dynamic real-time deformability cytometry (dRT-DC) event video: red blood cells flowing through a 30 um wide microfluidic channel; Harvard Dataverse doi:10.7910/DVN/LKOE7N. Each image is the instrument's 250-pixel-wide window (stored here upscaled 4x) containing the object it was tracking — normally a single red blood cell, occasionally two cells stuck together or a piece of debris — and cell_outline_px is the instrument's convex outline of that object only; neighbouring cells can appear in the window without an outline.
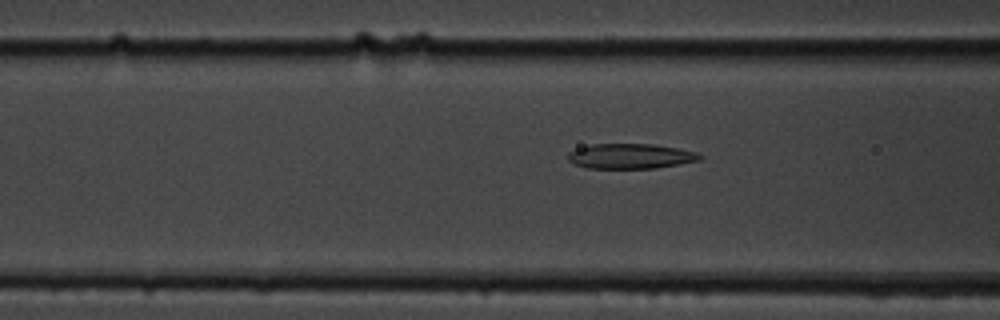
{"species": "common noctule bat (a hibernating species)", "species_latin": "Nyctalus noctula", "temperature_condition": "cold", "stored_images_in_passage": 5, "segment_of_instrument_passage": [2, 2], "camera_frame_rate_fps": 3000, "um_per_image_px": 0.085, "animal": {"sex": "male", "body_mass_g": 19.5, "forearm_length_mm": 54.6}, "frame": {"image": 1, "passage_image": 5, "time_ms": 5.667, "image_size_px": [1000, 320], "cell_outline_px": [[704, 156], [700, 160], [656, 168], [588, 168], [572, 164], [568, 160], [568, 152], [576, 148], [592, 144], [652, 144], [676, 148], [696, 152]], "centroid_in_image_um": [53.55, 13.27], "position_along_channel_um": 113.0, "area_um2": 19.25}}